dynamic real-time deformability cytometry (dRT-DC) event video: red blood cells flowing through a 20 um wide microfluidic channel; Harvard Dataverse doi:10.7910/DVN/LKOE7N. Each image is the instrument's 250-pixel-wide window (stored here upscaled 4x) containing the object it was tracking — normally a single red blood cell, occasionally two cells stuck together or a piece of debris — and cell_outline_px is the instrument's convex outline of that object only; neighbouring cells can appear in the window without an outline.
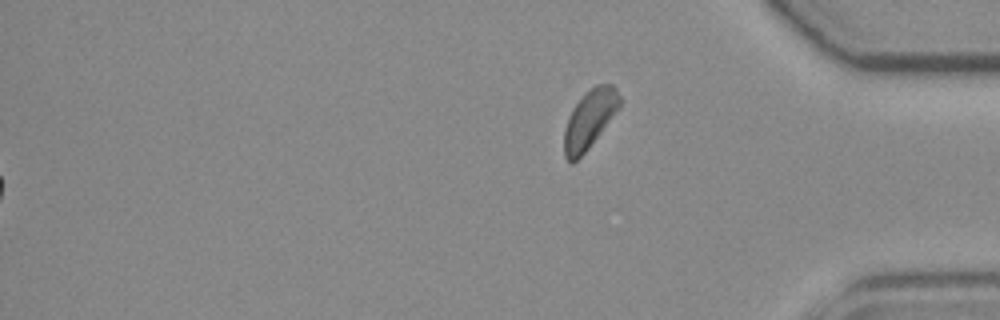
{"species": "common noctule bat (a hibernating species)", "species_latin": "Nyctalus noctula", "temperature_condition": "room temperature", "stored_images_in_passage": 55, "segment_of_instrument_passage": [2, 2], "camera_frame_rate_fps": 3000, "um_per_image_px": 0.085, "animal": {"sex": "female", "body_mass_g": 19.3, "forearm_length_mm": 54.1}, "frame": {"image": 1, "passage_image": 55, "time_ms": 18.0, "image_size_px": [1000, 320], "cell_outline_px": [[620, 108], [584, 152], [572, 164], [564, 156], [564, 128], [568, 116], [572, 108], [584, 92], [596, 84], [612, 84], [616, 88], [620, 96]], "centroid_in_image_um": [50.1, 10.09], "position_along_channel_um": 385.1, "area_um2": 18.84}}